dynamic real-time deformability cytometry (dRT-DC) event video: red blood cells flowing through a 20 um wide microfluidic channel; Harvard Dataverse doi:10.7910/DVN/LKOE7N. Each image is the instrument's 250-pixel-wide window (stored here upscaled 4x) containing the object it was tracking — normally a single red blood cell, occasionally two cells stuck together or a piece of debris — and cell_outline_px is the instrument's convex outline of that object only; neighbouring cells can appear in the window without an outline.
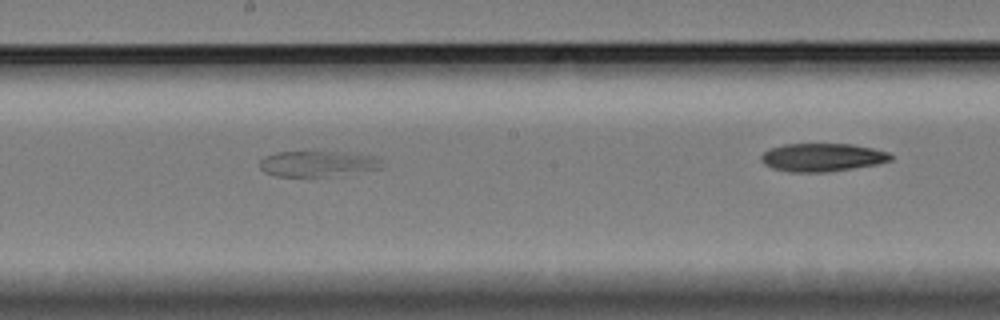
{"species": "Egyptian fruit bat (a non-hibernating species)", "species_latin": "Rousettus aegyptiacus", "temperature_condition": "cold", "stored_images_in_passage": 40, "segment_of_instrument_passage": [2, 2], "camera_frame_rate_fps": 3000, "um_per_image_px": 0.085, "animal": {"sex": "female"}, "frame": {"image": 1, "passage_image": 25, "time_ms": 8.0, "image_size_px": [1000, 320], "cell_outline_px": [[380, 168], [316, 176], [276, 176], [264, 172], [260, 168], [260, 160], [276, 152], [344, 152], [372, 156], [376, 160]], "centroid_in_image_um": [26.83, 13.9], "position_along_channel_um": 221.4, "area_um2": 17.22}}
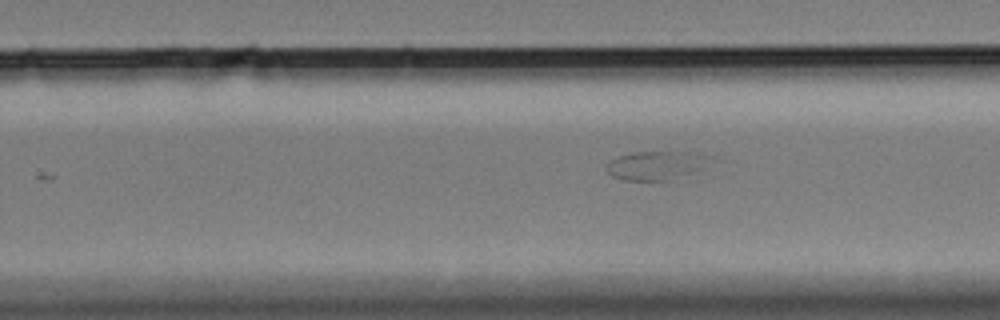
{"frame": {"image": 2, "passage_image": 30, "time_ms": 9.667, "image_size_px": [1000, 320], "cell_outline_px": [[704, 156], [700, 168], [692, 172], [668, 180], [624, 180], [612, 176], [604, 168], [612, 160], [620, 156], [632, 152], [684, 152]], "centroid_in_image_um": [55.57, 14.07], "position_along_channel_um": 274.2, "area_um2": 16.3}}
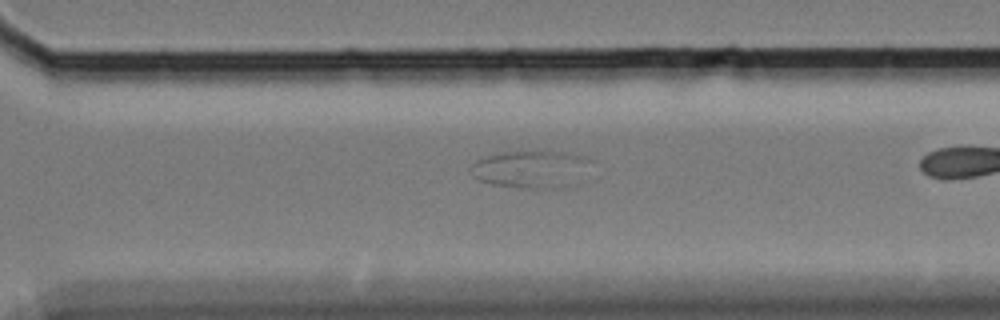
{"frame": {"image": 3, "passage_image": 35, "time_ms": 11.333, "image_size_px": [1000, 320], "cell_outline_px": [[580, 156], [536, 184], [492, 184], [480, 180], [472, 176], [468, 168], [476, 160], [484, 156], [496, 152], [568, 152]], "centroid_in_image_um": [44.13, 14.17], "position_along_channel_um": 326.5, "area_um2": 19.19}}